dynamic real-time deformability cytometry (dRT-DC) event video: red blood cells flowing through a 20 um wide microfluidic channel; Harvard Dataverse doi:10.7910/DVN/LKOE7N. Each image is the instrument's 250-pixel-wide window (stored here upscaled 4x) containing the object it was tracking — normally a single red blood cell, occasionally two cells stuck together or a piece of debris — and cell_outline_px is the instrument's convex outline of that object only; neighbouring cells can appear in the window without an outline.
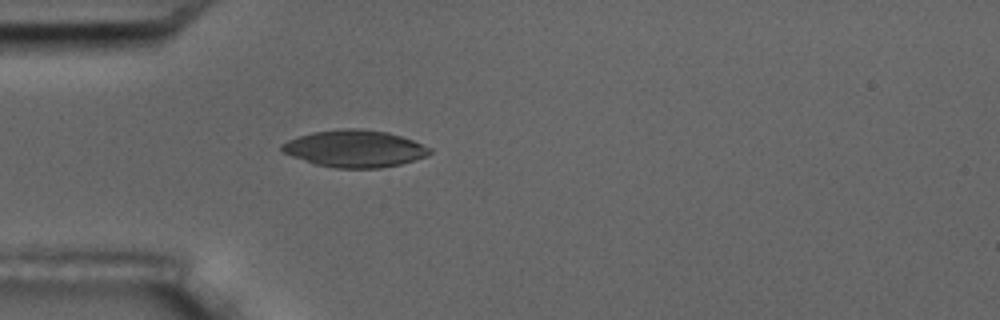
{"species": "common noctule bat (a hibernating species)", "species_latin": "Nyctalus noctula", "temperature_condition": "room temperature", "stored_images_in_passage": 3, "camera_frame_rate_fps": 3000, "um_per_image_px": 0.085, "animal": {"sex": "male", "body_mass_g": 17.5, "forearm_length_mm": 52.3}, "frame": {"image": 1, "passage_image": 3, "time_ms": 3.0, "image_size_px": [1000, 320], "cell_outline_px": [[432, 152], [428, 156], [400, 164], [380, 168], [336, 168], [316, 164], [292, 156], [284, 152], [280, 148], [280, 144], [288, 140], [312, 132], [344, 128], [360, 128], [388, 132], [412, 140], [432, 148]], "centroid_in_image_um": [30.17, 12.63], "position_along_channel_um": 54.8, "area_um2": 31.85}}